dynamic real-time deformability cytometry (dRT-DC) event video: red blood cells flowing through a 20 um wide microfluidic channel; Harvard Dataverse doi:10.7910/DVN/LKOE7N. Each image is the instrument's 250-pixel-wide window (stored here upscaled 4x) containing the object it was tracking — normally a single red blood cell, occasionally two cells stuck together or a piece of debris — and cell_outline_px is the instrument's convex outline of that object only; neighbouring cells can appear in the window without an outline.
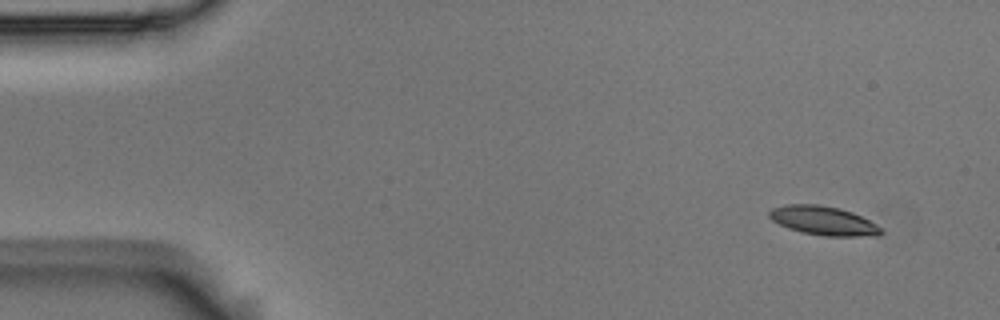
{"species": "Egyptian fruit bat (a non-hibernating species)", "species_latin": "Rousettus aegyptiacus", "temperature_condition": "room temperature", "stored_images_in_passage": 4, "camera_frame_rate_fps": 3000, "um_per_image_px": 0.085, "animal": {"sex": "male"}, "frame": {"image": 1, "passage_image": 1, "time_ms": 0.0, "image_size_px": [1000, 320], "cell_outline_px": [[884, 232], [880, 236], [824, 236], [800, 232], [788, 228], [772, 220], [768, 216], [768, 212], [772, 208], [784, 204], [816, 204], [840, 208], [852, 212], [876, 224]], "centroid_in_image_um": [69.98, 18.76], "position_along_channel_um": 15.0, "area_um2": 18.96}}
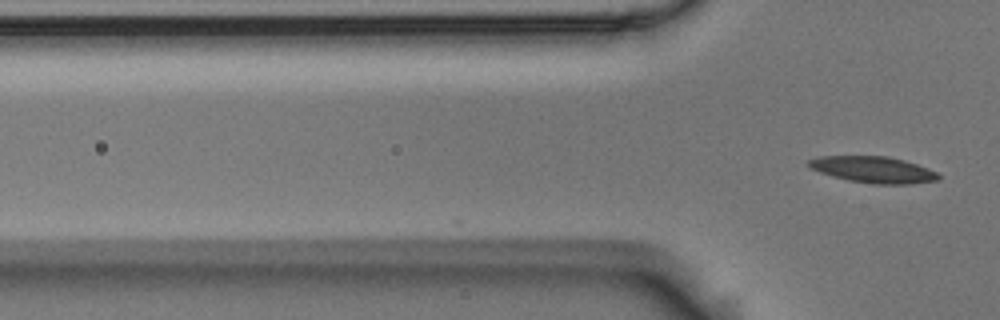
{"frame": {"image": 2, "passage_image": 4, "time_ms": 1.0, "image_size_px": [1000, 320], "cell_outline_px": [[940, 180], [912, 184], [872, 184], [848, 180], [832, 176], [820, 172], [804, 164], [808, 160], [820, 156], [888, 156], [904, 160], [928, 168], [936, 172], [940, 176]], "centroid_in_image_um": [74.23, 14.42], "position_along_channel_um": 51.6, "area_um2": 20.06}}